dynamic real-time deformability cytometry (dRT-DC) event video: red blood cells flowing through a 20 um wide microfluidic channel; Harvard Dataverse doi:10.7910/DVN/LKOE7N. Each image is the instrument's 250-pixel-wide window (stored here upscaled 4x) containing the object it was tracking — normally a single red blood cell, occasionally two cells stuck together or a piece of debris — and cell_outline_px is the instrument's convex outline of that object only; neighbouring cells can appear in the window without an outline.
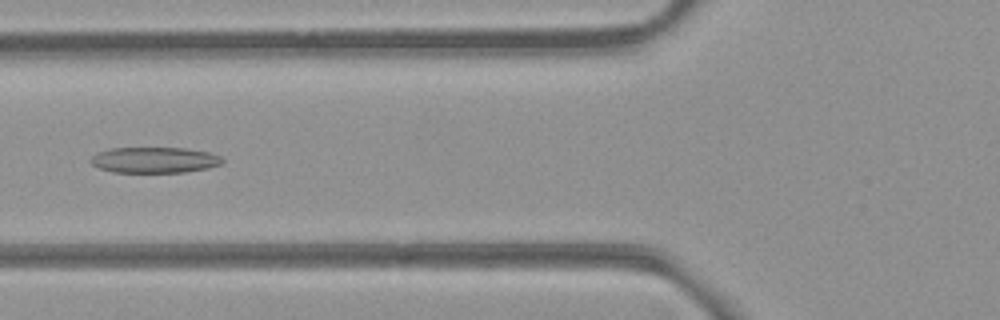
{"species": "common noctule bat (a hibernating species)", "species_latin": "Nyctalus noctula", "temperature_condition": "room temperature", "stored_images_in_passage": 17, "camera_frame_rate_fps": 3000, "um_per_image_px": 0.085, "animal": {"sex": "female", "body_mass_g": 21.9}, "frame": {"image": 1, "passage_image": 6, "time_ms": 1.667, "image_size_px": [1000, 320], "cell_outline_px": [[224, 160], [220, 164], [208, 168], [184, 172], [112, 172], [100, 168], [92, 164], [88, 160], [92, 156], [100, 152], [112, 148], [184, 148], [208, 152], [220, 156]], "centroid_in_image_um": [13.12, 13.6], "position_along_channel_um": 112.7, "area_um2": 19.65}}
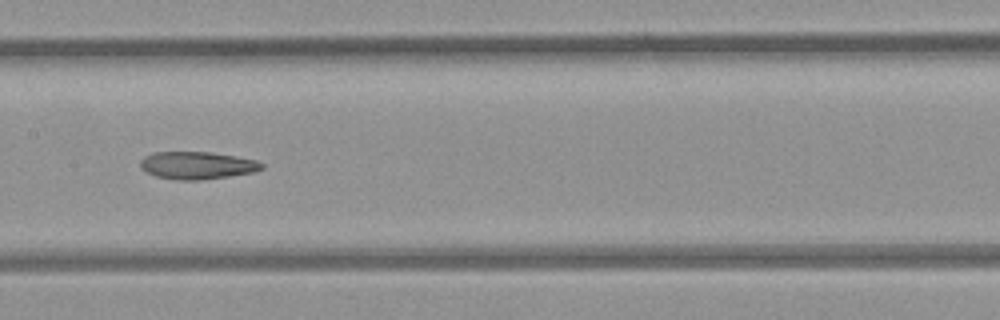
{"frame": {"image": 2, "passage_image": 12, "time_ms": 3.667, "image_size_px": [1000, 320], "cell_outline_px": [[264, 168], [256, 172], [200, 180], [176, 180], [156, 176], [140, 168], [140, 160], [144, 156], [152, 152], [212, 152], [236, 156], [256, 160], [264, 164]], "centroid_in_image_um": [16.77, 14.05], "position_along_channel_um": 190.6, "area_um2": 19.59}}
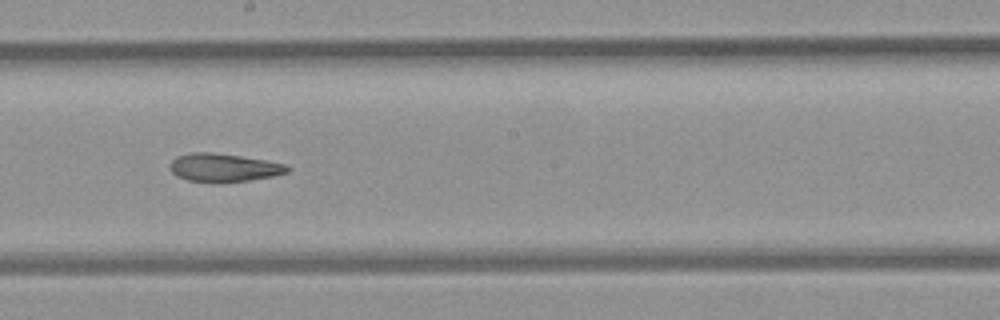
{"frame": {"image": 3, "passage_image": 15, "time_ms": 4.667, "image_size_px": [1000, 320], "cell_outline_px": [[292, 168], [288, 172], [272, 176], [248, 180], [220, 184], [212, 184], [188, 180], [176, 176], [172, 172], [168, 164], [176, 156], [192, 152], [212, 152], [240, 156], [288, 164]], "centroid_in_image_um": [18.99, 14.27], "position_along_channel_um": 229.2, "area_um2": 19.77}}